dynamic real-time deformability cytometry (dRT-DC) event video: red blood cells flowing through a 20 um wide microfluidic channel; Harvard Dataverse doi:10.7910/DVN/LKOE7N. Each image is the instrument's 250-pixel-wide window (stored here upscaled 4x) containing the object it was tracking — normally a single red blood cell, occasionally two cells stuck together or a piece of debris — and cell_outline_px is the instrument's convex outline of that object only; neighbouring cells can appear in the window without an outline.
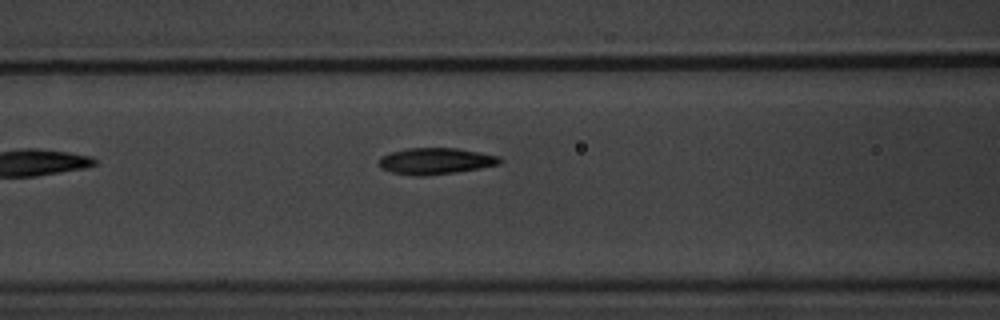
{"species": "common noctule bat (a hibernating species)", "species_latin": "Nyctalus noctula", "temperature_condition": "warm", "stored_images_in_passage": 4, "camera_frame_rate_fps": 3000, "um_per_image_px": 0.085, "animal": {"sex": "male", "body_mass_g": 20.1, "forearm_length_mm": 53.5}, "frame": {"image": 1, "passage_image": 4, "time_ms": 4.0, "image_size_px": [1000, 320], "cell_outline_px": [[500, 164], [480, 168], [456, 172], [424, 176], [416, 176], [392, 172], [380, 168], [380, 156], [392, 152], [408, 148], [456, 148], [500, 156]], "centroid_in_image_um": [37.02, 13.69], "position_along_channel_um": 129.6, "area_um2": 18.44}}